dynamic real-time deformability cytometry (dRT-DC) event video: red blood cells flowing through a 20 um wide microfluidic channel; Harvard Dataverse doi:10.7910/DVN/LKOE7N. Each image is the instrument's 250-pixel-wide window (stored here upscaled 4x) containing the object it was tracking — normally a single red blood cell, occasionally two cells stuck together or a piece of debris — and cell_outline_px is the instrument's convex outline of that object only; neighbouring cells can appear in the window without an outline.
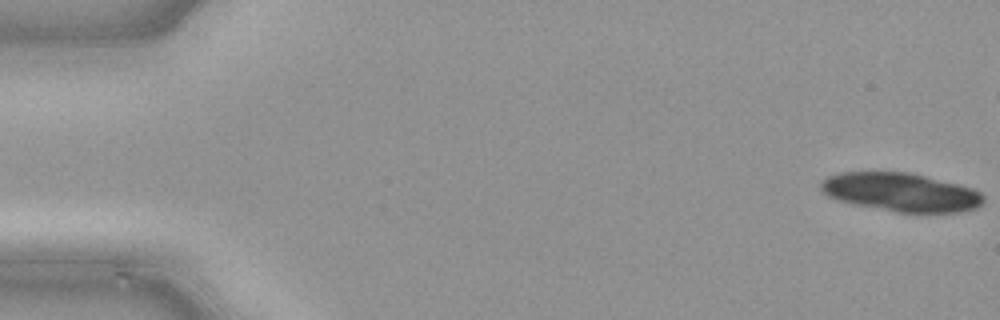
{"species": "common noctule bat (a hibernating species)", "species_latin": "Nyctalus noctula", "temperature_condition": "cold", "stored_images_in_passage": 40, "camera_frame_rate_fps": 3000, "um_per_image_px": 0.085, "animal": {"sex": "male", "body_mass_g": 21.5, "forearm_length_mm": 52.0}, "frame": {"image": 1, "passage_image": 1, "time_ms": 0.0, "image_size_px": [1000, 320], "cell_outline_px": [[984, 200], [976, 208], [960, 212], [900, 212], [852, 204], [836, 200], [828, 196], [820, 188], [820, 180], [828, 176], [840, 172], [908, 172], [972, 188], [980, 192], [984, 196]], "centroid_in_image_um": [76.53, 16.33], "position_along_channel_um": 8.5, "area_um2": 36.3}}